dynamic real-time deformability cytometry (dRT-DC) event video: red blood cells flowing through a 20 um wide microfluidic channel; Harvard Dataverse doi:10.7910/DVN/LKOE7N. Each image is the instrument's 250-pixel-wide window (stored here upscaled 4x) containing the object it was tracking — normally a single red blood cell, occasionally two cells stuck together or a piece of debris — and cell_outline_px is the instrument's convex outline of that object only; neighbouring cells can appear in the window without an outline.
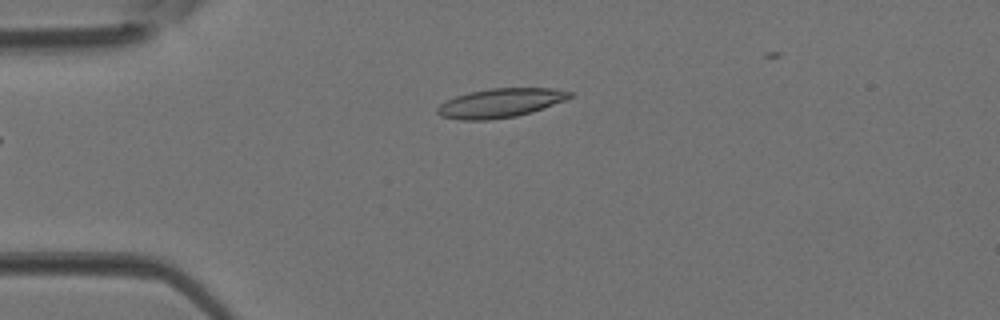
{"species": "Egyptian fruit bat (a non-hibernating species)", "species_latin": "Rousettus aegyptiacus", "temperature_condition": "room temperature", "stored_images_in_passage": 2, "camera_frame_rate_fps": 3000, "um_per_image_px": 0.085, "animal": {"sex": "female"}, "frame": {"image": 1, "passage_image": 1, "time_ms": 0.0, "image_size_px": [1000, 320], "cell_outline_px": [[572, 96], [564, 100], [532, 112], [516, 116], [488, 120], [460, 120], [440, 116], [436, 112], [436, 108], [440, 104], [456, 96], [472, 92], [492, 88], [552, 88], [572, 92]], "centroid_in_image_um": [42.5, 8.76], "position_along_channel_um": 42.5, "area_um2": 22.2}}